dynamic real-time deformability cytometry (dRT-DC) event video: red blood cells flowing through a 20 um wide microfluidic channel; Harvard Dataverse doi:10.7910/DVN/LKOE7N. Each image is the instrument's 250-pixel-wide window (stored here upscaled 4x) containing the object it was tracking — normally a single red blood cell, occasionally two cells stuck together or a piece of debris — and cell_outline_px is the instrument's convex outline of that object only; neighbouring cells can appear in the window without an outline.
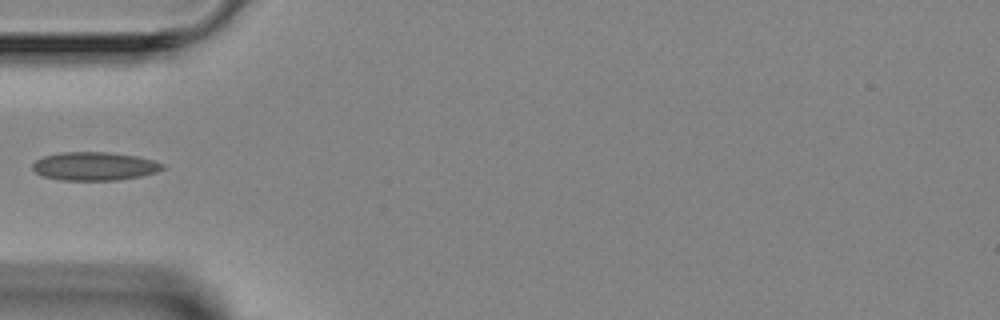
{"species": "Egyptian fruit bat (a non-hibernating species)", "species_latin": "Rousettus aegyptiacus", "temperature_condition": "room temperature", "stored_images_in_passage": 3, "camera_frame_rate_fps": 3000, "um_per_image_px": 0.085, "animal": {"sex": "female"}, "frame": {"image": 1, "passage_image": 3, "time_ms": 3.0, "image_size_px": [1000, 320], "cell_outline_px": [[164, 168], [156, 172], [140, 176], [120, 180], [60, 180], [44, 176], [36, 172], [32, 168], [32, 164], [36, 160], [44, 156], [64, 152], [108, 152], [136, 156], [152, 160], [164, 164]], "centroid_in_image_um": [8.03, 14.13], "position_along_channel_um": 77.0, "area_um2": 21.39}}